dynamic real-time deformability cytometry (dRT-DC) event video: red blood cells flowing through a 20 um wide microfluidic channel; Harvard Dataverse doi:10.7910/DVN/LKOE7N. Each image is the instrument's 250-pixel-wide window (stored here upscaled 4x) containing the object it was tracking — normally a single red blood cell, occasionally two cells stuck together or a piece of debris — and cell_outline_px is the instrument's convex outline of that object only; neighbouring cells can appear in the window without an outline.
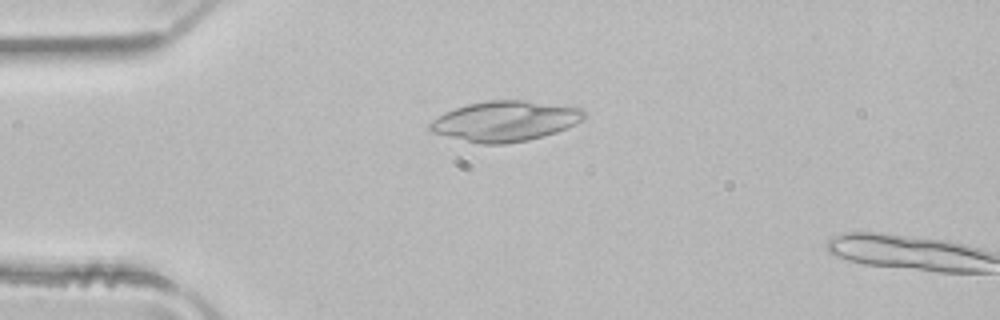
{"species": "common noctule bat (a hibernating species)", "species_latin": "Nyctalus noctula", "temperature_condition": "room temperature", "stored_images_in_passage": 3, "camera_frame_rate_fps": 3000, "um_per_image_px": 0.085, "animal": {"sex": "male", "body_mass_g": 21.5, "forearm_length_mm": 52.0}, "frame": {"image": 1, "passage_image": 3, "time_ms": 0.667, "image_size_px": [1000, 320], "cell_outline_px": [[584, 116], [576, 124], [568, 128], [544, 136], [528, 140], [504, 144], [480, 144], [432, 132], [428, 128], [428, 124], [432, 120], [444, 112], [468, 104], [488, 100], [524, 100], [580, 108], [584, 112]], "centroid_in_image_um": [42.91, 10.3], "position_along_channel_um": 42.1, "area_um2": 35.95}}